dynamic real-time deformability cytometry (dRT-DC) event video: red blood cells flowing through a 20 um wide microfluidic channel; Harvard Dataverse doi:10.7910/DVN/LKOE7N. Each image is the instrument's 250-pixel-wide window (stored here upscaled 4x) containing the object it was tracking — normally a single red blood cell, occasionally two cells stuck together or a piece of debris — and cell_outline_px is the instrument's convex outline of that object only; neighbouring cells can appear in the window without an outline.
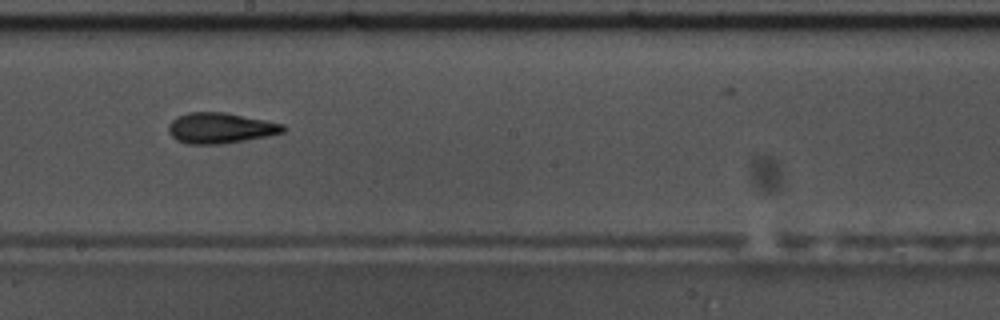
{"species": "common noctule bat (a hibernating species)", "species_latin": "Nyctalus noctula", "temperature_condition": "warm", "stored_images_in_passage": 32, "camera_frame_rate_fps": 3000, "um_per_image_px": 0.085, "animal": {"sex": "male", "body_mass_g": 17.5, "forearm_length_mm": 52.3}, "frame": {"image": 1, "passage_image": 18, "time_ms": 5.667, "image_size_px": [1000, 320], "cell_outline_px": [[288, 128], [284, 132], [244, 140], [220, 144], [188, 144], [176, 140], [168, 132], [168, 124], [176, 116], [188, 112], [224, 112], [284, 124]], "centroid_in_image_um": [18.69, 10.88], "position_along_channel_um": 229.5, "area_um2": 20.4}}